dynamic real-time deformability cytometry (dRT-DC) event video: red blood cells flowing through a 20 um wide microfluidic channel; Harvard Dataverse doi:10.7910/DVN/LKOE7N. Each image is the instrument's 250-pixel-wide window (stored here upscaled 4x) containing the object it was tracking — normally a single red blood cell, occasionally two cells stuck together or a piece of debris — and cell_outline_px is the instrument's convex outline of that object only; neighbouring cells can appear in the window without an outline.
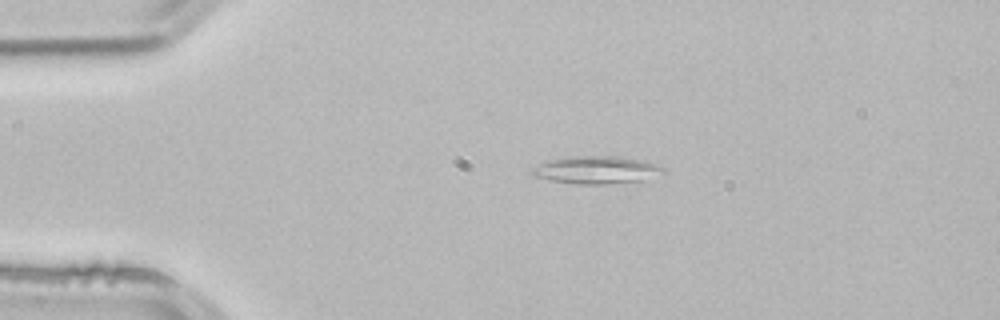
{"species": "common noctule bat (a hibernating species)", "species_latin": "Nyctalus noctula", "temperature_condition": "room temperature", "stored_images_in_passage": 3, "camera_frame_rate_fps": 3000, "um_per_image_px": 0.085, "animal": {"sex": "male", "body_mass_g": 21.5, "forearm_length_mm": 52.0}, "frame": {"image": 1, "passage_image": 2, "time_ms": 0.333, "image_size_px": [1000, 320], "cell_outline_px": [[664, 172], [640, 180], [604, 184], [576, 184], [548, 180], [532, 176], [532, 168], [548, 160], [576, 156], [616, 156], [648, 160], [664, 168]], "centroid_in_image_um": [50.68, 14.43], "position_along_channel_um": 34.3, "area_um2": 20.98}}